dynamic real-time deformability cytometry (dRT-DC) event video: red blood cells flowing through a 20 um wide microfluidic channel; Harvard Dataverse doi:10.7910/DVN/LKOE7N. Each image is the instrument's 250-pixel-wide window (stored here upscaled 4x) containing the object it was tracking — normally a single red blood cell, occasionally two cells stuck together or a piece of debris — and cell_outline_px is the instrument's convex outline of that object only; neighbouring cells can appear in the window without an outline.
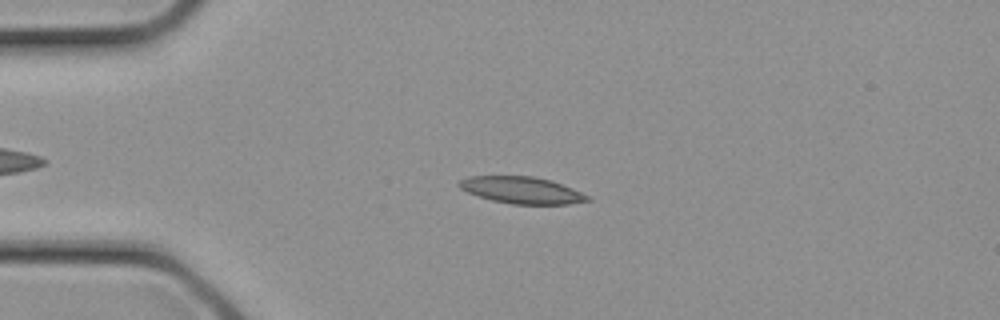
{"species": "common noctule bat (a hibernating species)", "species_latin": "Nyctalus noctula", "temperature_condition": "cold", "stored_images_in_passage": 14, "camera_frame_rate_fps": 3000, "um_per_image_px": 0.085, "animal": {"sex": "female", "body_mass_g": 21.9}, "frame": {"image": 1, "passage_image": 7, "time_ms": 2.0, "image_size_px": [1000, 320], "cell_outline_px": [[592, 200], [568, 204], [512, 204], [492, 200], [468, 192], [460, 188], [456, 184], [460, 180], [468, 176], [532, 176], [552, 180], [572, 188], [588, 196]], "centroid_in_image_um": [44.34, 16.16], "position_along_channel_um": 40.7, "area_um2": 19.94}}
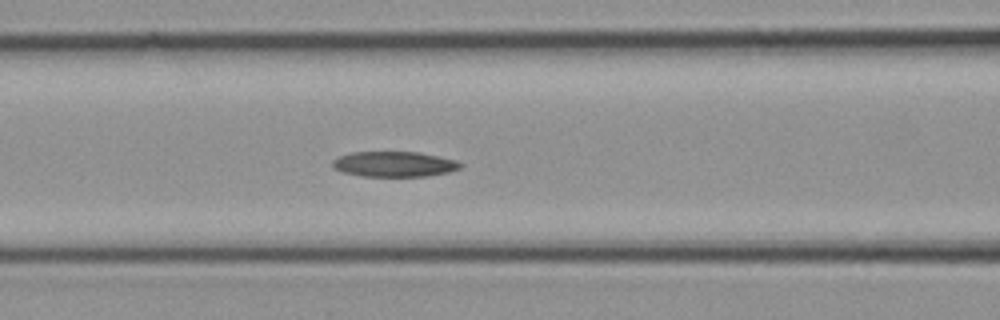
{"frame": {"image": 2, "passage_image": 12, "time_ms": 3.667, "image_size_px": [1000, 320], "cell_outline_px": [[464, 164], [460, 168], [448, 172], [428, 176], [360, 176], [344, 172], [332, 168], [332, 160], [336, 156], [352, 152], [420, 152], [456, 160]], "centroid_in_image_um": [33.48, 13.94], "position_along_channel_um": 133.1, "area_um2": 19.02}}
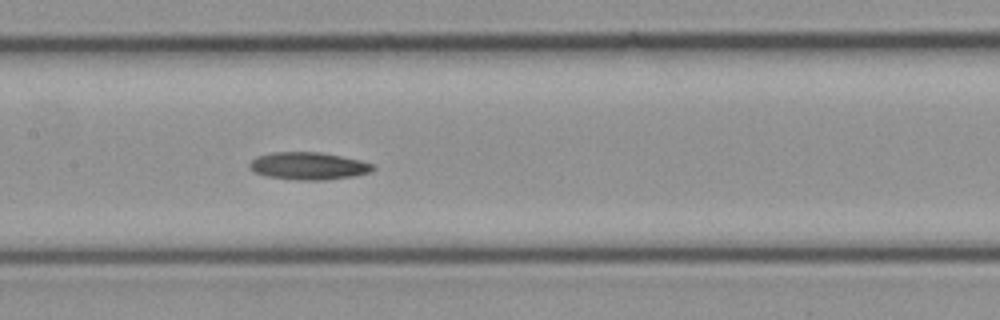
{"frame": {"image": 3, "passage_image": 14, "time_ms": 4.333, "image_size_px": [1000, 320], "cell_outline_px": [[376, 168], [372, 172], [352, 176], [328, 180], [296, 180], [264, 176], [252, 172], [248, 168], [248, 164], [256, 156], [272, 152], [320, 152], [360, 160], [376, 164]], "centroid_in_image_um": [26.2, 14.11], "position_along_channel_um": 181.2, "area_um2": 20.11}}